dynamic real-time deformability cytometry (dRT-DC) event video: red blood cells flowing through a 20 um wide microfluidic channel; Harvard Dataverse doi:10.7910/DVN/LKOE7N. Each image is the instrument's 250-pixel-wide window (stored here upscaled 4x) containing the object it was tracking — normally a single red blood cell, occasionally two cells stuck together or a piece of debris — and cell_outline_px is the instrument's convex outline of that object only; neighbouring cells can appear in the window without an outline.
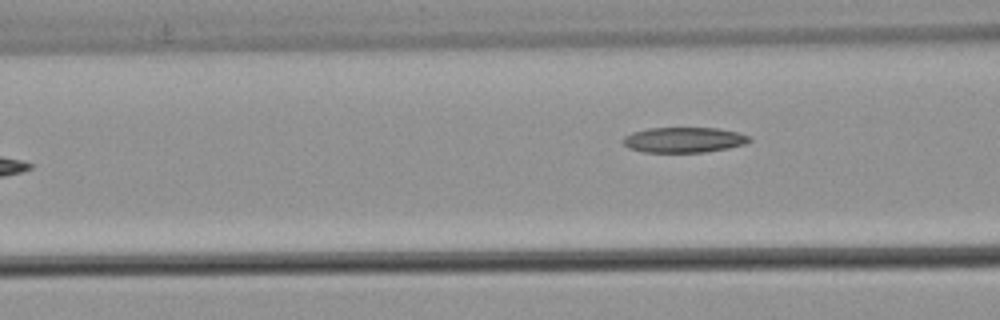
{"species": "common noctule bat (a hibernating species)", "species_latin": "Nyctalus noctula", "temperature_condition": "warm", "stored_images_in_passage": 4, "camera_frame_rate_fps": 3000, "um_per_image_px": 0.085, "animal": {"sex": "male", "body_mass_g": 21.5, "forearm_length_mm": 52.0}, "frame": {"image": 1, "passage_image": 4, "time_ms": 1.0, "image_size_px": [1000, 320], "cell_outline_px": [[752, 140], [744, 144], [728, 148], [704, 152], [644, 152], [628, 148], [620, 140], [624, 136], [632, 132], [648, 128], [716, 128], [736, 132], [752, 136]], "centroid_in_image_um": [58.1, 11.89], "position_along_channel_um": 108.5, "area_um2": 18.73}}